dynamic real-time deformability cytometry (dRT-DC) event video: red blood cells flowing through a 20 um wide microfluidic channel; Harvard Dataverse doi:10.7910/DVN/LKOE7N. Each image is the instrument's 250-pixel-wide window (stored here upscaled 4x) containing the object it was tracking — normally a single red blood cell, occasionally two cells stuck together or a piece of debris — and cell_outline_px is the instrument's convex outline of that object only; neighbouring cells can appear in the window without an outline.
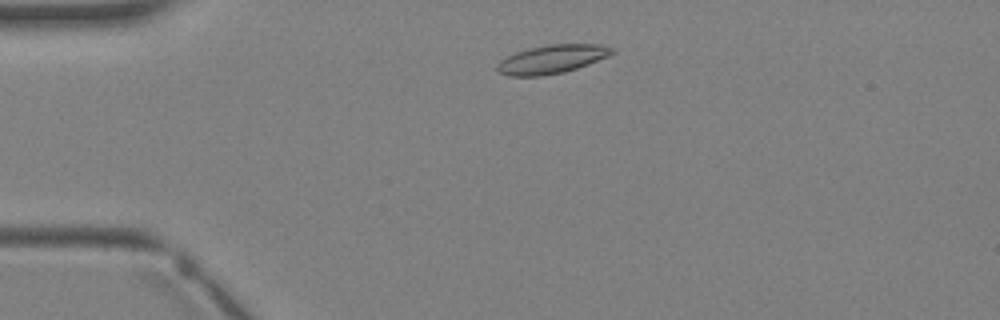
{"species": "Egyptian fruit bat (a non-hibernating species)", "species_latin": "Rousettus aegyptiacus", "temperature_condition": "warm", "stored_images_in_passage": 3, "camera_frame_rate_fps": 3000, "um_per_image_px": 0.085, "animal": {"sex": "female"}, "frame": {"image": 1, "passage_image": 1, "time_ms": 0.0, "image_size_px": [1000, 320], "cell_outline_px": [[616, 52], [608, 56], [588, 64], [564, 72], [540, 76], [508, 76], [496, 72], [496, 64], [500, 60], [516, 52], [528, 48], [548, 44], [600, 44], [616, 48]], "centroid_in_image_um": [46.9, 5.03], "position_along_channel_um": 38.1, "area_um2": 19.31}}
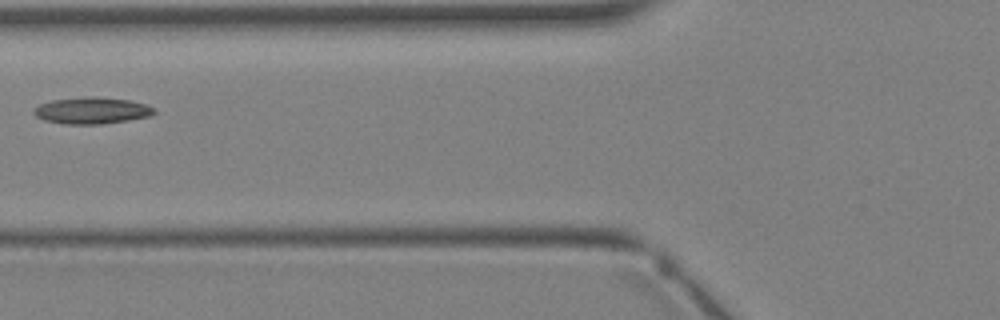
{"frame": {"image": 2, "passage_image": 3, "time_ms": 2.0, "image_size_px": [1000, 320], "cell_outline_px": [[156, 112], [148, 116], [128, 120], [104, 124], [64, 124], [44, 120], [36, 116], [32, 112], [40, 104], [52, 100], [92, 96], [132, 100], [156, 108]], "centroid_in_image_um": [7.82, 9.4], "position_along_channel_um": 118.0, "area_um2": 18.61}}